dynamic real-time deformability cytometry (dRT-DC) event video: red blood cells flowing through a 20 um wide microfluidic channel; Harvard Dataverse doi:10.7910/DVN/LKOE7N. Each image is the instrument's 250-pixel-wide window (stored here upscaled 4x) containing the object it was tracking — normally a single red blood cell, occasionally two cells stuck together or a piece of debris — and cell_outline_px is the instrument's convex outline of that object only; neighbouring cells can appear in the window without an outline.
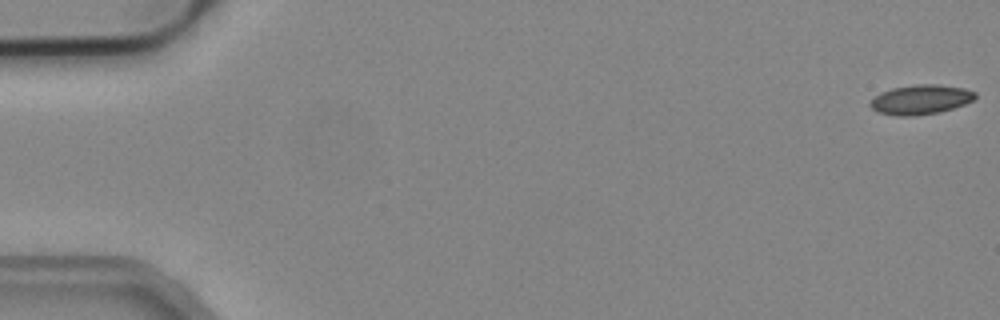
{"species": "common noctule bat (a hibernating species)", "species_latin": "Nyctalus noctula", "temperature_condition": "cold", "stored_images_in_passage": 6, "camera_frame_rate_fps": 3000, "um_per_image_px": 0.085, "animal": {"sex": "male", "body_mass_g": 19.2, "forearm_length_mm": 51.8}, "frame": {"image": 1, "passage_image": 1, "time_ms": 0.0, "image_size_px": [1000, 320], "cell_outline_px": [[976, 96], [972, 100], [964, 104], [940, 112], [916, 116], [896, 116], [876, 112], [868, 104], [880, 92], [892, 88], [916, 84], [940, 84], [964, 88], [976, 92]], "centroid_in_image_um": [78.24, 8.46], "position_along_channel_um": 6.8, "area_um2": 18.21}}
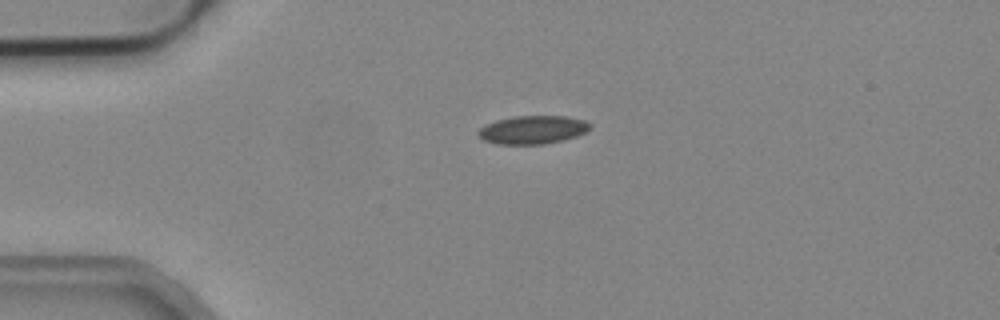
{"frame": {"image": 2, "passage_image": 4, "time_ms": 1.0, "image_size_px": [1000, 320], "cell_outline_px": [[592, 128], [576, 136], [564, 140], [544, 144], [496, 144], [484, 140], [476, 132], [480, 128], [496, 120], [512, 116], [564, 116], [584, 120], [592, 124]], "centroid_in_image_um": [45.3, 11.03], "position_along_channel_um": 39.7, "area_um2": 18.44}}